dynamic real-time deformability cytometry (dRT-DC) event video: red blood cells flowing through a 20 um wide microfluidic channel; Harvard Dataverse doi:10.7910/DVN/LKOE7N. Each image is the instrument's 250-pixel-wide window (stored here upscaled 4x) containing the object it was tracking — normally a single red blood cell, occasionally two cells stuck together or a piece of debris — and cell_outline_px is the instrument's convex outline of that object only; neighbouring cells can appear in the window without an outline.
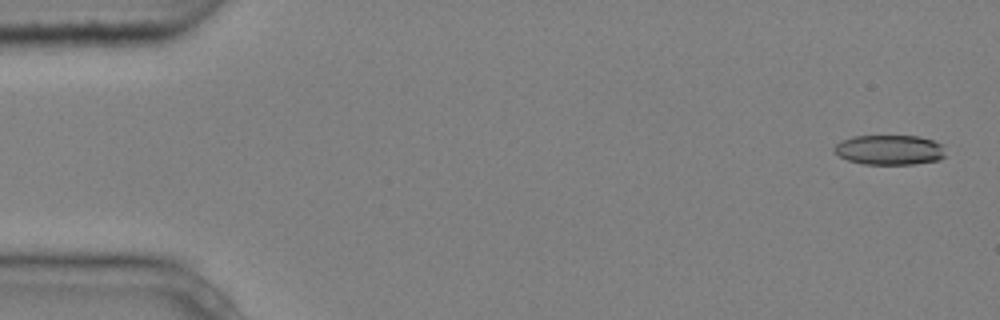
{"species": "common noctule bat (a hibernating species)", "species_latin": "Nyctalus noctula", "temperature_condition": "cold", "stored_images_in_passage": 4, "camera_frame_rate_fps": 3000, "um_per_image_px": 0.085, "animal": {"sex": "male", "body_mass_g": 20.4}, "frame": {"image": 1, "passage_image": 1, "time_ms": 0.0, "image_size_px": [1000, 320], "cell_outline_px": [[944, 156], [940, 160], [912, 164], [864, 164], [848, 160], [840, 156], [832, 148], [840, 140], [852, 136], [920, 136], [944, 144]], "centroid_in_image_um": [75.62, 12.73], "position_along_channel_um": 9.4, "area_um2": 19.48}}
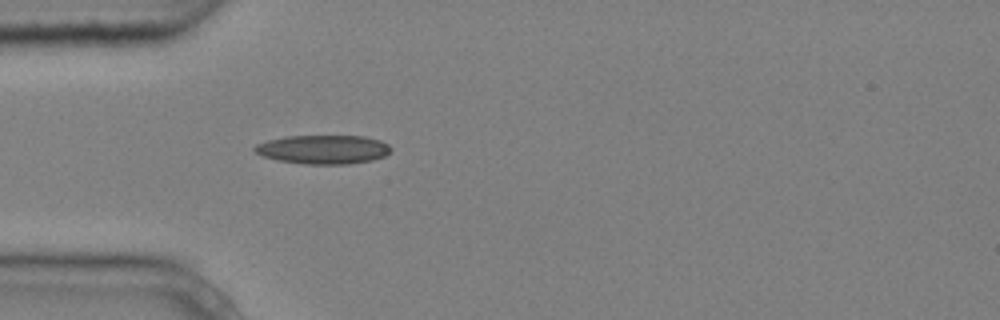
{"frame": {"image": 2, "passage_image": 4, "time_ms": 1.0, "image_size_px": [1000, 320], "cell_outline_px": [[392, 148], [384, 156], [372, 160], [348, 164], [304, 164], [280, 160], [264, 156], [256, 152], [252, 148], [256, 144], [268, 140], [288, 136], [364, 136], [380, 140], [388, 144]], "centroid_in_image_um": [27.49, 12.7], "position_along_channel_um": 57.5, "area_um2": 22.77}}